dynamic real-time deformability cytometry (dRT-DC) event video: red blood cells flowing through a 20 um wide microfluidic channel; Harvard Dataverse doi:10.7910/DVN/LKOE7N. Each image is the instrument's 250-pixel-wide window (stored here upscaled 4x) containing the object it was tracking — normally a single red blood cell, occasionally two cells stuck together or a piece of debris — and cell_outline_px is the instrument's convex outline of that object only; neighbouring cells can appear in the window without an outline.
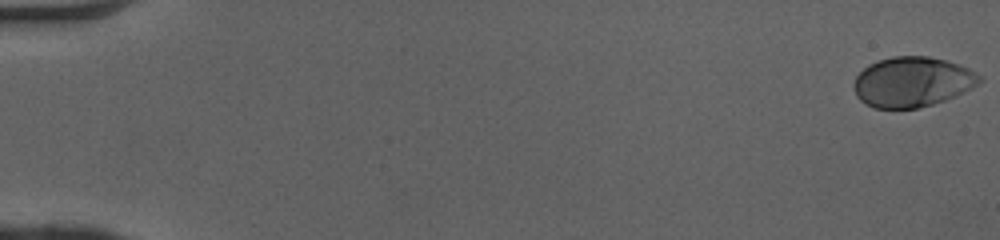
{"species": "human", "species_latin": "Homo sapiens", "temperature_condition": "cold", "stored_images_in_passage": 51, "camera_frame_rate_fps": 3000, "um_per_image_px": 0.085, "donor": {"sex": "female"}, "frame": {"image": 1, "passage_image": 1, "time_ms": 0.0, "image_size_px": [1000, 240], "cell_outline_px": [[984, 80], [972, 88], [956, 96], [932, 104], [916, 108], [872, 108], [864, 104], [856, 96], [852, 84], [856, 76], [868, 64], [876, 60], [892, 56], [928, 56], [948, 60], [968, 68], [984, 76]], "centroid_in_image_um": [77.55, 6.95], "position_along_channel_um": 7.5, "area_um2": 37.17}}
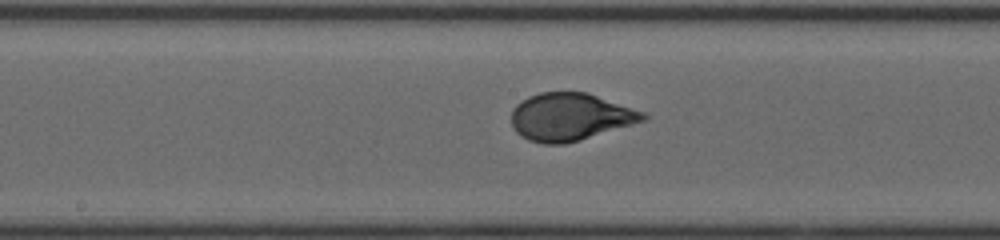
{"frame": {"image": 2, "passage_image": 28, "time_ms": 9.0, "image_size_px": [1000, 240], "cell_outline_px": [[648, 120], [580, 140], [564, 144], [544, 144], [528, 140], [520, 136], [516, 132], [512, 124], [512, 108], [516, 104], [528, 96], [540, 92], [588, 92], [644, 112], [648, 116]], "centroid_in_image_um": [48.47, 9.93], "position_along_channel_um": 199.7, "area_um2": 36.7}}
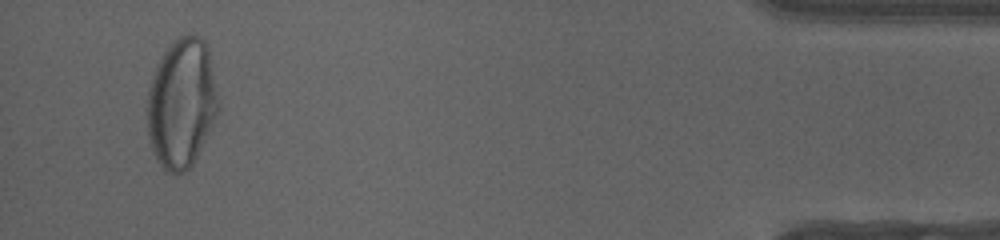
{"frame": {"image": 3, "passage_image": 49, "time_ms": 16.0, "image_size_px": [1000, 240], "cell_outline_px": [[220, 108], [192, 164], [184, 172], [172, 176], [160, 164], [152, 148], [148, 136], [148, 88], [156, 64], [164, 52], [180, 36], [188, 32], [200, 36], [204, 40], [208, 48], [220, 104]], "centroid_in_image_um": [15.44, 8.75], "position_along_channel_um": 419.8, "area_um2": 53.47}, "authors_computed_cell_mechanics": {"area_um2": 36.703, "velocity_mm_per_s": 4.0848, "shape_relaxation_time_tau1_ms": 3.6334, "shape_relaxation_time_tau2_ms": null, "deformation_change_tau1": 0.177, "deformation_change_tau2": null}}